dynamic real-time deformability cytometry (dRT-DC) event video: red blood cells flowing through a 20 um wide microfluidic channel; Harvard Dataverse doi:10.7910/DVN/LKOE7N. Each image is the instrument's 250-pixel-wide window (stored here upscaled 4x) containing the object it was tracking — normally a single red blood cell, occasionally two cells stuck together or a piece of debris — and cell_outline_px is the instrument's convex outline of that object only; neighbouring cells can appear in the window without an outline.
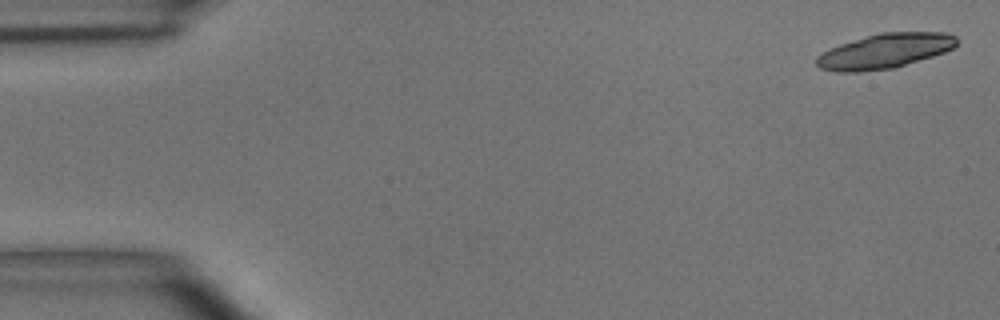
{"species": "common noctule bat (a hibernating species)", "species_latin": "Nyctalus noctula", "temperature_condition": "room temperature", "stored_images_in_passage": 5, "camera_frame_rate_fps": 3000, "um_per_image_px": 0.085, "animal": {"sex": "male", "body_mass_g": 15.6}, "frame": {"image": 1, "passage_image": 1, "time_ms": 0.0, "image_size_px": [1000, 320], "cell_outline_px": [[956, 44], [952, 48], [944, 52], [932, 56], [892, 68], [860, 72], [836, 72], [820, 68], [816, 64], [816, 56], [840, 44], [880, 32], [944, 32], [956, 36]], "centroid_in_image_um": [75.19, 4.34], "position_along_channel_um": 9.8, "area_um2": 28.09}}